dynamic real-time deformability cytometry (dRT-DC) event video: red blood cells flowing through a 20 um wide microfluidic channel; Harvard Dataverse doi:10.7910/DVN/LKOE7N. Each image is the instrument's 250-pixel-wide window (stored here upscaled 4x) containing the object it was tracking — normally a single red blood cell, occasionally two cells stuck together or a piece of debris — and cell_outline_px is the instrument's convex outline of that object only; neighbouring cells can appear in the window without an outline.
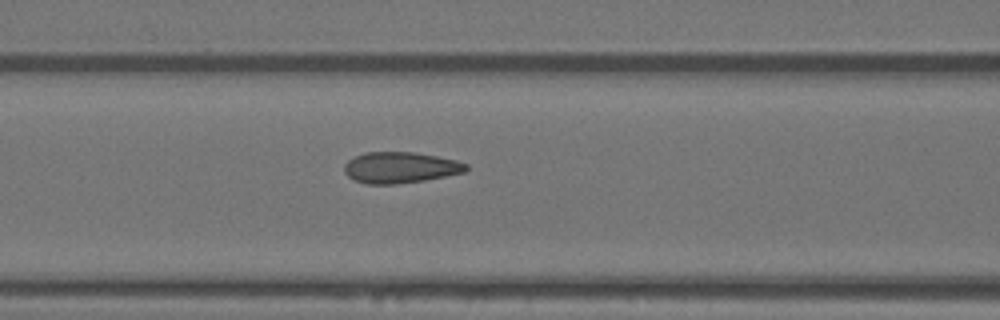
{"species": "Egyptian fruit bat (a non-hibernating species)", "species_latin": "Rousettus aegyptiacus", "temperature_condition": "warm", "stored_images_in_passage": 20, "camera_frame_rate_fps": 3000, "um_per_image_px": 0.085, "animal": {"sex": "female"}, "frame": {"image": 1, "passage_image": 15, "time_ms": 4.667, "image_size_px": [1000, 320], "cell_outline_px": [[468, 168], [464, 172], [424, 180], [396, 184], [368, 184], [356, 180], [348, 176], [344, 172], [344, 164], [348, 160], [364, 152], [416, 152], [456, 160], [468, 164]], "centroid_in_image_um": [34.01, 14.23], "position_along_channel_um": 132.6, "area_um2": 21.96}}